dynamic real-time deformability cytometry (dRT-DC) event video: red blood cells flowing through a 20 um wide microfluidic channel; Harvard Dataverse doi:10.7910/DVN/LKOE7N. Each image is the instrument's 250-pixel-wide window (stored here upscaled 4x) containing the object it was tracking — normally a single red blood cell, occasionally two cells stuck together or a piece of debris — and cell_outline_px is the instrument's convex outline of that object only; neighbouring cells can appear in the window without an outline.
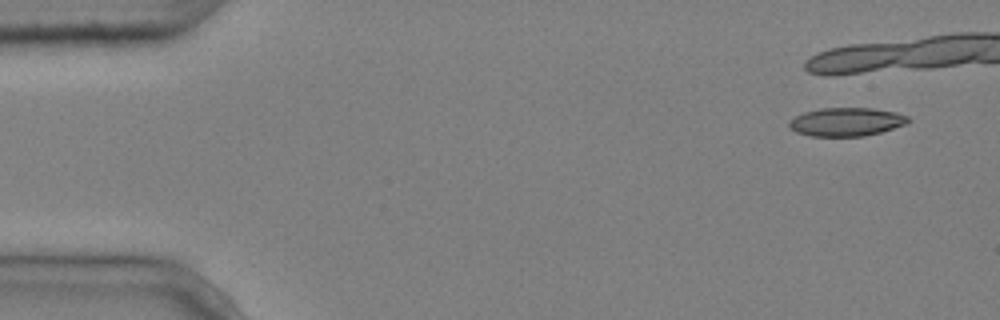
{"species": "common noctule bat (a hibernating species)", "species_latin": "Nyctalus noctula", "temperature_condition": "cold", "stored_images_in_passage": 5, "camera_frame_rate_fps": 3000, "um_per_image_px": 0.085, "animal": {"sex": "male", "body_mass_g": 20.4}, "frame": {"image": 1, "passage_image": 1, "time_ms": 0.0, "image_size_px": [1000, 320], "cell_outline_px": [[912, 120], [908, 124], [880, 132], [864, 136], [808, 136], [796, 132], [788, 124], [796, 116], [804, 112], [820, 108], [872, 108], [896, 112], [908, 116]], "centroid_in_image_um": [71.99, 10.36], "position_along_channel_um": 13.0, "area_um2": 19.77}}